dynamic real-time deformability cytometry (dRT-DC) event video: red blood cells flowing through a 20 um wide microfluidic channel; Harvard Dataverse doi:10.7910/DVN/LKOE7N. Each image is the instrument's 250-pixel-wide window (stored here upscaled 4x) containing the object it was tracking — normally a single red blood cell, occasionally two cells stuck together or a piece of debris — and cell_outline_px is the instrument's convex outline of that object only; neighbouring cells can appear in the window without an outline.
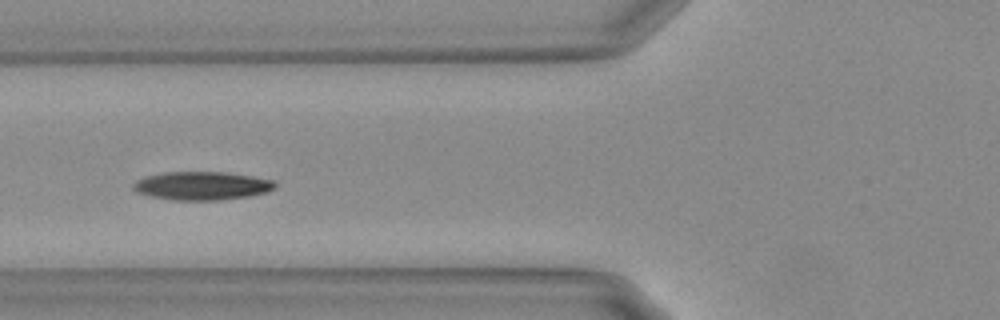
{"species": "Egyptian fruit bat (a non-hibernating species)", "species_latin": "Rousettus aegyptiacus", "temperature_condition": "warm", "stored_images_in_passage": 32, "camera_frame_rate_fps": 3000, "um_per_image_px": 0.085, "animal": {"sex": "female"}, "frame": {"image": 1, "passage_image": 5, "time_ms": 1.333, "image_size_px": [1000, 320], "cell_outline_px": [[276, 188], [268, 192], [252, 196], [220, 200], [172, 200], [152, 196], [136, 192], [132, 188], [132, 184], [136, 180], [148, 176], [164, 172], [224, 172], [252, 176], [276, 180]], "centroid_in_image_um": [17.21, 15.79], "position_along_channel_um": 108.6, "area_um2": 23.64}}
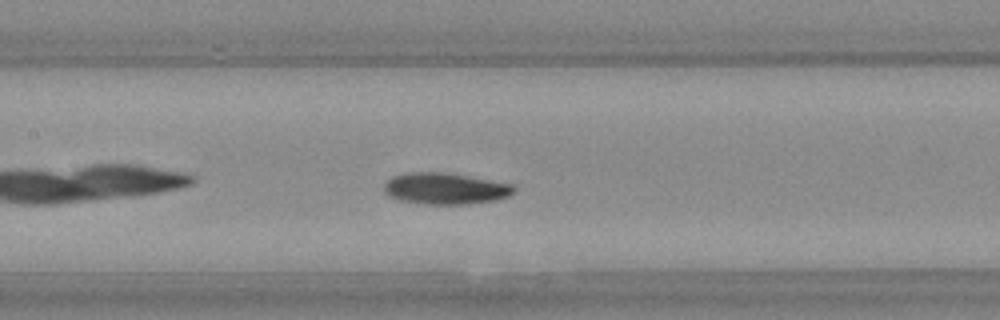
{"frame": {"image": 2, "passage_image": 10, "time_ms": 3.0, "image_size_px": [1000, 320], "cell_outline_px": [[516, 188], [508, 196], [496, 200], [468, 204], [420, 204], [400, 200], [388, 196], [384, 192], [384, 184], [392, 176], [408, 172], [440, 172], [512, 184]], "centroid_in_image_um": [37.79, 16.04], "position_along_channel_um": 169.6, "area_um2": 23.58}, "authors_computed_cell_mechanics": {"area_um2": 23.698, "velocity_mm_per_s": 3.6552, "shape_relaxation_time_tau1_ms": 3.959, "shape_relaxation_time_tau2_ms": 2.9605, "deformation_change_tau1": 0.1467, "deformation_change_tau2": 0.0691}}